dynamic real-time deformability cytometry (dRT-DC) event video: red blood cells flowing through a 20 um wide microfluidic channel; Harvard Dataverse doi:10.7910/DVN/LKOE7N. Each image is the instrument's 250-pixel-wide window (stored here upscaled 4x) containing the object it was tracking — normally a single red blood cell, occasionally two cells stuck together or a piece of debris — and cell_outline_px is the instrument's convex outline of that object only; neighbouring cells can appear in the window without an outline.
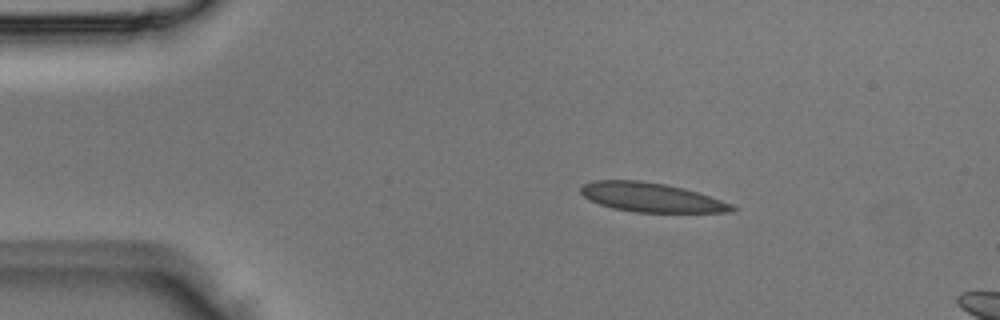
{"species": "Egyptian fruit bat (a non-hibernating species)", "species_latin": "Rousettus aegyptiacus", "temperature_condition": "room temperature", "stored_images_in_passage": 3, "camera_frame_rate_fps": 3000, "um_per_image_px": 0.085, "animal": {"sex": "male"}, "frame": {"image": 1, "passage_image": 2, "time_ms": 0.333, "image_size_px": [1000, 320], "cell_outline_px": [[740, 208], [736, 212], [632, 212], [612, 208], [600, 204], [584, 196], [580, 192], [580, 188], [584, 184], [596, 180], [640, 180], [664, 184], [684, 188], [732, 204]], "centroid_in_image_um": [55.38, 16.78], "position_along_channel_um": 29.6, "area_um2": 25.61}}